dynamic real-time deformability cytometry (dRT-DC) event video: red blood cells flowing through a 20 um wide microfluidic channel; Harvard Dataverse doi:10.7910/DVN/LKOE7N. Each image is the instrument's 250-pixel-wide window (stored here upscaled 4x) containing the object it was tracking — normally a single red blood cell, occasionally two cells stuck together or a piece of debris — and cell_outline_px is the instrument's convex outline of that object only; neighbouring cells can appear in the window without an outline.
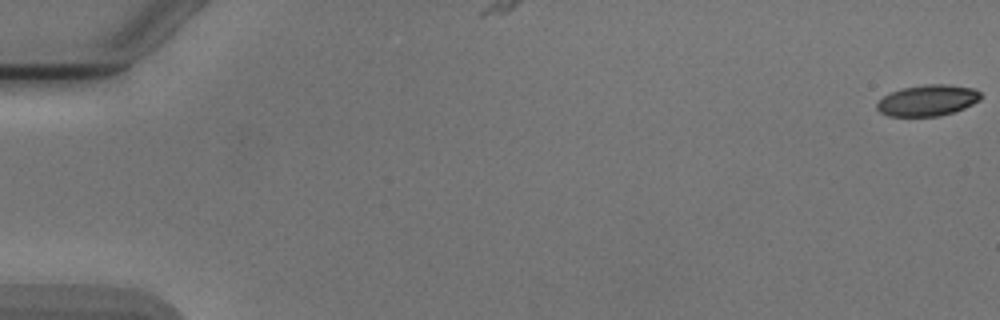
{"species": "Egyptian fruit bat (a non-hibernating species)", "species_latin": "Rousettus aegyptiacus", "temperature_condition": "cold", "stored_images_in_passage": 6, "camera_frame_rate_fps": 3000, "um_per_image_px": 0.085, "animal": {"sex": "male"}, "frame": {"image": 1, "passage_image": 1, "time_ms": 0.0, "image_size_px": [1000, 320], "cell_outline_px": [[980, 100], [964, 108], [940, 116], [888, 116], [880, 112], [876, 108], [876, 104], [884, 96], [892, 92], [904, 88], [928, 84], [944, 84], [976, 88], [980, 92]], "centroid_in_image_um": [78.86, 8.53], "position_along_channel_um": 6.1, "area_um2": 18.67}}
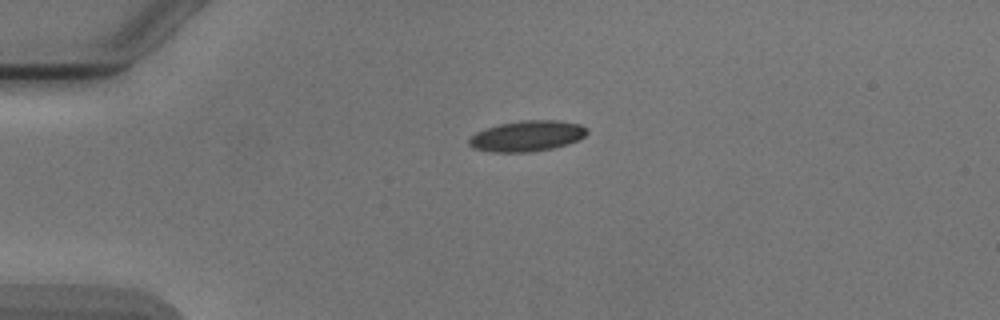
{"frame": {"image": 2, "passage_image": 4, "time_ms": 4.333, "image_size_px": [1000, 320], "cell_outline_px": [[588, 132], [580, 140], [568, 144], [552, 148], [528, 152], [492, 152], [472, 148], [468, 144], [468, 140], [476, 132], [484, 128], [500, 124], [520, 120], [556, 120], [580, 124], [588, 128]], "centroid_in_image_um": [44.8, 11.56], "position_along_channel_um": 40.2, "area_um2": 21.27}}
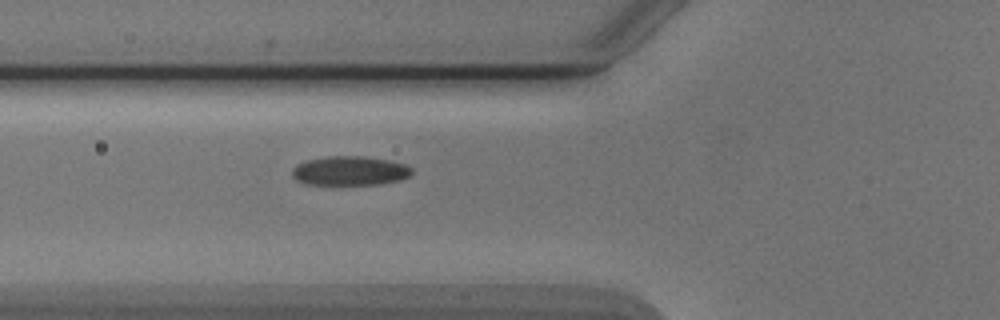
{"frame": {"image": 3, "passage_image": 6, "time_ms": 6.667, "image_size_px": [1000, 320], "cell_outline_px": [[412, 172], [408, 176], [400, 180], [380, 184], [304, 184], [296, 180], [292, 176], [292, 168], [296, 164], [308, 160], [328, 156], [364, 156], [388, 160], [404, 164], [412, 168]], "centroid_in_image_um": [29.71, 14.52], "position_along_channel_um": 96.1, "area_um2": 20.35}}